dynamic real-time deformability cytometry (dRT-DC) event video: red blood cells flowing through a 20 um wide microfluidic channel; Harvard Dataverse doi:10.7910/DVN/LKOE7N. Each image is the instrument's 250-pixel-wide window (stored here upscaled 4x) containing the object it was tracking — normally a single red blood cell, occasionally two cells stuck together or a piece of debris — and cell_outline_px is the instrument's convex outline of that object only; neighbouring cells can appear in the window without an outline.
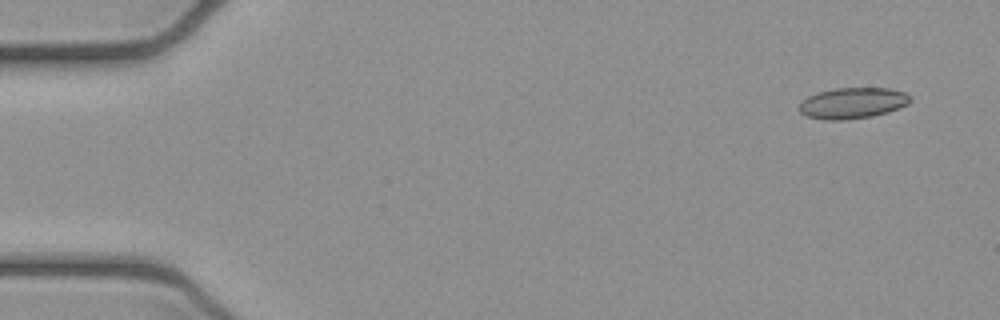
{"species": "common noctule bat (a hibernating species)", "species_latin": "Nyctalus noctula", "temperature_condition": "cold", "stored_images_in_passage": 6, "segment_of_instrument_passage": [2, 2], "camera_frame_rate_fps": 3000, "um_per_image_px": 0.085, "animal": {"sex": "female", "body_mass_g": 21.9}, "frame": {"image": 1, "passage_image": 6, "time_ms": 1.667, "image_size_px": [1000, 320], "cell_outline_px": [[912, 100], [908, 104], [888, 112], [872, 116], [844, 120], [824, 120], [808, 116], [800, 112], [800, 104], [808, 96], [820, 92], [836, 88], [888, 88], [904, 92], [912, 96]], "centroid_in_image_um": [72.52, 8.76], "position_along_channel_um": 12.5, "area_um2": 19.94}}